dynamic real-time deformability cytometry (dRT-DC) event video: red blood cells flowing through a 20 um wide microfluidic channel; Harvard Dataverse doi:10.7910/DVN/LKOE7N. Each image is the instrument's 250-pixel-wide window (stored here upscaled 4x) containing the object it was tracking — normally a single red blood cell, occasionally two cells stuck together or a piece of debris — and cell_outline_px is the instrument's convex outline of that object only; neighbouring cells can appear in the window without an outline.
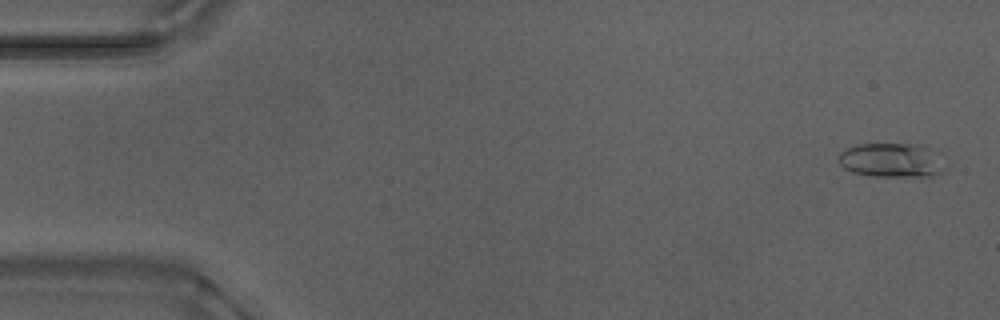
{"species": "Egyptian fruit bat (a non-hibernating species)", "species_latin": "Rousettus aegyptiacus", "temperature_condition": "warm", "stored_images_in_passage": 53, "camera_frame_rate_fps": 3000, "um_per_image_px": 0.085, "animal": {"sex": "male"}, "frame": {"image": 1, "passage_image": 2, "time_ms": 0.333, "image_size_px": [1000, 320], "cell_outline_px": [[936, 172], [932, 176], [872, 176], [852, 172], [844, 168], [836, 160], [836, 156], [844, 148], [856, 144], [928, 144], [936, 148]], "centroid_in_image_um": [75.61, 13.57], "position_along_channel_um": 9.4, "area_um2": 20.98}}
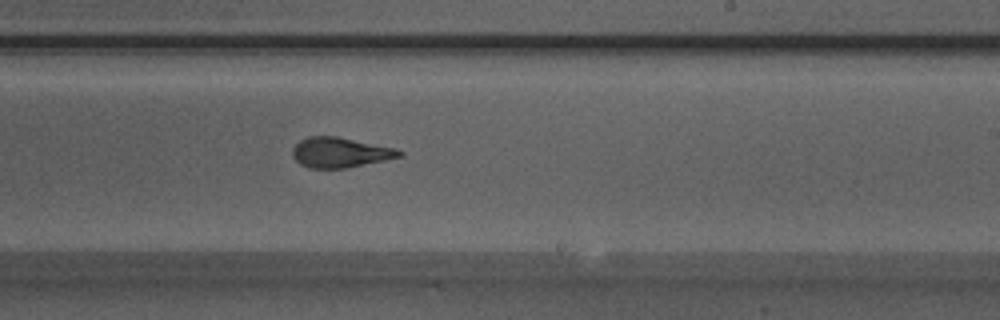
{"frame": {"image": 2, "passage_image": 32, "time_ms": 10.333, "image_size_px": [1000, 320], "cell_outline_px": [[404, 152], [400, 156], [384, 160], [344, 168], [308, 168], [300, 164], [292, 156], [292, 148], [300, 140], [308, 136], [336, 136], [396, 148]], "centroid_in_image_um": [28.87, 12.95], "position_along_channel_um": 260.1, "area_um2": 18.61}}
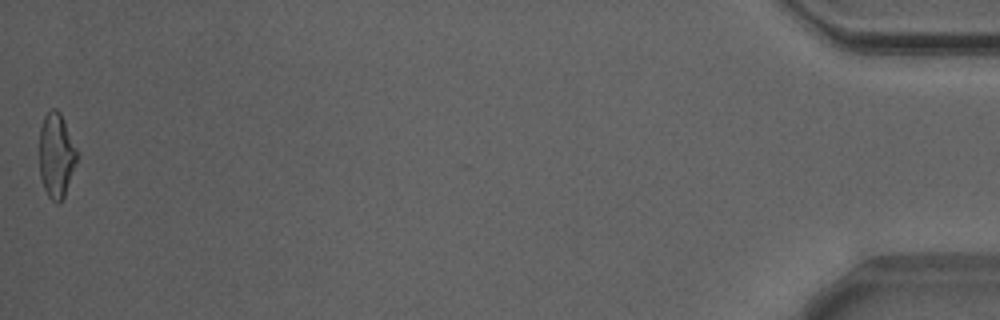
{"frame": {"image": 3, "passage_image": 53, "time_ms": 17.333, "image_size_px": [1000, 320], "cell_outline_px": [[76, 160], [64, 196], [60, 204], [56, 204], [48, 196], [44, 188], [40, 176], [40, 128], [44, 116], [52, 108], [56, 108], [60, 112], [76, 148]], "centroid_in_image_um": [4.76, 13.21], "position_along_channel_um": 430.4, "area_um2": 18.15}, "authors_computed_cell_mechanics": {"area_um2": 18.9006, "velocity_mm_per_s": 3.8827, "shape_relaxation_time_tau1_ms": 4.8674, "shape_relaxation_time_tau2_ms": 1.6792, "deformation_change_tau1": 0.1866, "deformation_change_tau2": 0.1101}}